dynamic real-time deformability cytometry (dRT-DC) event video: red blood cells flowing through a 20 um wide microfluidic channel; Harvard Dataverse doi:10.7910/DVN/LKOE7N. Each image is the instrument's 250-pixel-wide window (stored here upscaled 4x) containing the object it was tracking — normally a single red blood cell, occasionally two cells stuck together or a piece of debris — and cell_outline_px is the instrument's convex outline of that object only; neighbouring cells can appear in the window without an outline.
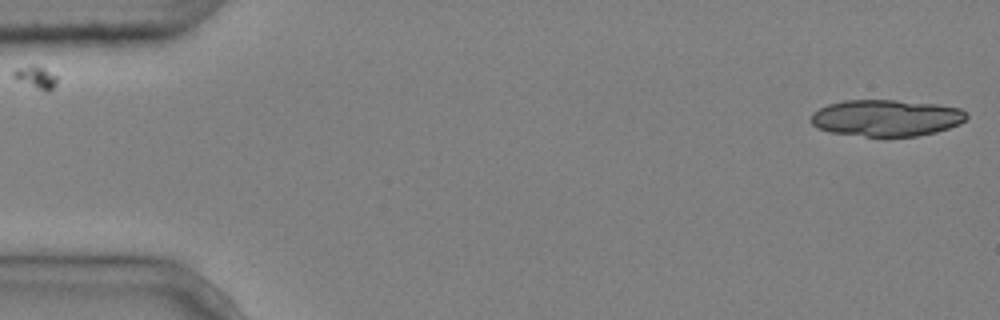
{"species": "common noctule bat (a hibernating species)", "species_latin": "Nyctalus noctula", "temperature_condition": "cold", "stored_images_in_passage": 2, "camera_frame_rate_fps": 3000, "um_per_image_px": 0.085, "animal": {"sex": "male", "body_mass_g": 20.4}, "frame": {"image": 1, "passage_image": 2, "time_ms": 0.333, "image_size_px": [1000, 320], "cell_outline_px": [[968, 116], [960, 124], [936, 132], [916, 136], [864, 136], [832, 132], [816, 128], [808, 120], [812, 112], [828, 104], [844, 100], [896, 100], [936, 104], [960, 108], [968, 112]], "centroid_in_image_um": [75.32, 10.02], "position_along_channel_um": 9.7, "area_um2": 33.35}}